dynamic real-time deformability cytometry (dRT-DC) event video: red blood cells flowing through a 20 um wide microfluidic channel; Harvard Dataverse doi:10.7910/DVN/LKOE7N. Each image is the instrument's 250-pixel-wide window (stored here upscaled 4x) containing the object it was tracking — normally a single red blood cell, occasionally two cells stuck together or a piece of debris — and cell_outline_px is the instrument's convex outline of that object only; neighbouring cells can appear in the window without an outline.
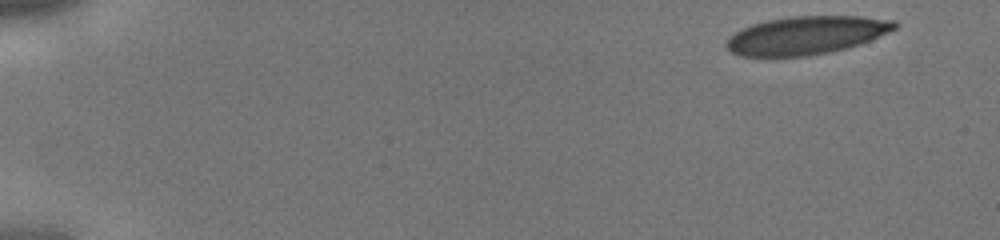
{"species": "human", "species_latin": "Homo sapiens", "temperature_condition": "cold", "stored_images_in_passage": 41, "camera_frame_rate_fps": 3000, "um_per_image_px": 0.085, "donor": {"sex": "male"}, "frame": {"image": 1, "passage_image": 1, "time_ms": 0.0, "image_size_px": [1000, 240], "cell_outline_px": [[896, 28], [888, 32], [860, 44], [828, 52], [808, 56], [740, 56], [732, 52], [724, 44], [736, 32], [752, 24], [768, 20], [792, 16], [860, 16], [896, 20]], "centroid_in_image_um": [68.55, 2.99], "position_along_channel_um": 16.5, "area_um2": 36.99}}
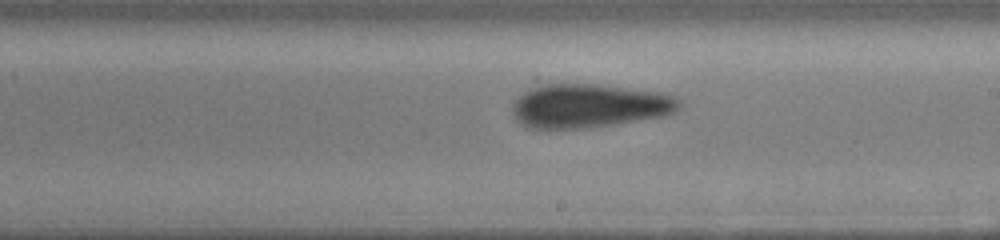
{"frame": {"image": 2, "passage_image": 24, "time_ms": 7.667, "image_size_px": [1000, 240], "cell_outline_px": [[684, 104], [676, 112], [668, 116], [588, 128], [528, 128], [520, 124], [516, 120], [512, 112], [512, 104], [524, 92], [532, 88], [548, 84], [600, 84], [664, 92], [676, 96]], "centroid_in_image_um": [50.16, 9.0], "position_along_channel_um": 238.8, "area_um2": 43.18}}
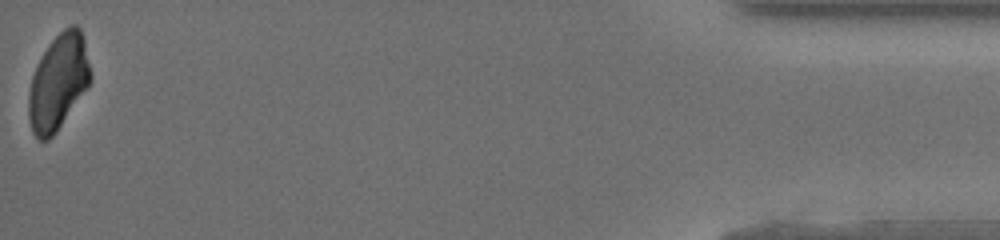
{"frame": {"image": 3, "passage_image": 41, "time_ms": 13.333, "image_size_px": [1000, 240], "cell_outline_px": [[92, 80], [56, 132], [48, 140], [40, 140], [32, 132], [28, 116], [28, 92], [32, 76], [48, 44], [64, 28], [72, 24], [76, 24], [80, 28], [84, 40], [92, 72]], "centroid_in_image_um": [4.96, 6.97], "position_along_channel_um": 430.2, "area_um2": 34.28}}